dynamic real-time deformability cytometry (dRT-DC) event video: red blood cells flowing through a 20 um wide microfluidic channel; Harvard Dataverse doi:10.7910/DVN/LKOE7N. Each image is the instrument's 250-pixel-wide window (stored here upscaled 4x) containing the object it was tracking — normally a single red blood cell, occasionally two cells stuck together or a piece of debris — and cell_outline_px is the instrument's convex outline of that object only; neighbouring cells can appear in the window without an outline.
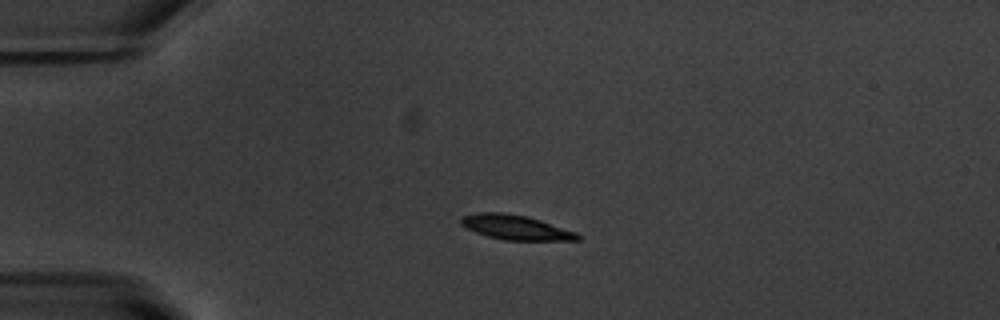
{"species": "common noctule bat (a hibernating species)", "species_latin": "Nyctalus noctula", "temperature_condition": "warm", "stored_images_in_passage": 42, "camera_frame_rate_fps": 3000, "um_per_image_px": 0.085, "animal": {"sex": "male", "body_mass_g": 20.1, "forearm_length_mm": 53.5}, "frame": {"image": 1, "passage_image": 1, "time_ms": 0.0, "image_size_px": [1000, 320], "cell_outline_px": [[584, 236], [580, 240], [504, 240], [488, 236], [476, 232], [460, 224], [460, 220], [464, 216], [476, 212], [504, 212], [528, 216], [576, 232]], "centroid_in_image_um": [43.86, 19.32], "position_along_channel_um": 41.1, "area_um2": 16.76}}
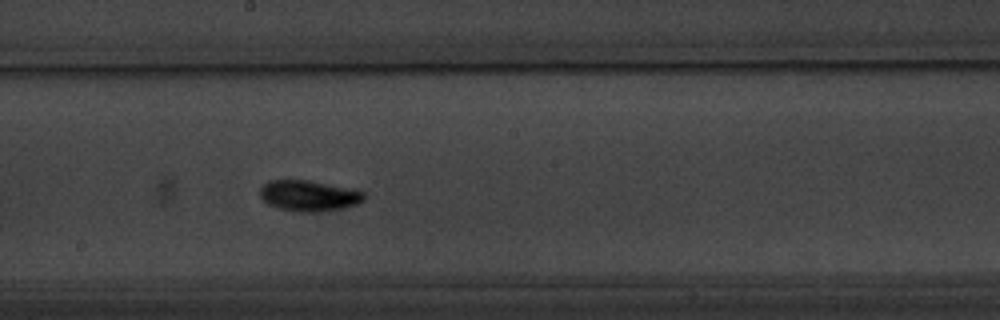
{"frame": {"image": 2, "passage_image": 18, "time_ms": 5.667, "image_size_px": [1000, 320], "cell_outline_px": [[368, 196], [364, 200], [356, 204], [344, 208], [316, 212], [300, 212], [276, 208], [268, 204], [260, 196], [260, 188], [268, 180], [308, 180], [364, 192]], "centroid_in_image_um": [26.23, 16.65], "position_along_channel_um": 222.0, "area_um2": 18.61}}
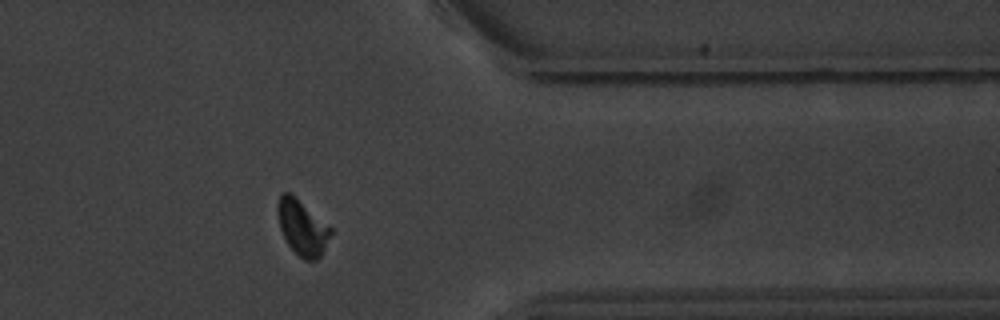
{"frame": {"image": 3, "passage_image": 32, "time_ms": 10.333, "image_size_px": [1000, 320], "cell_outline_px": [[332, 232], [320, 256], [316, 260], [304, 260], [288, 244], [280, 228], [276, 208], [280, 196], [284, 192], [288, 192], [332, 228]], "centroid_in_image_um": [25.68, 19.36], "position_along_channel_um": 385.7, "area_um2": 16.47}, "authors_computed_cell_mechanics": {"area_um2": 16.9354, "velocity_mm_per_s": 3.7506, "shape_relaxation_time_tau1_ms": 1.7929, "shape_relaxation_time_tau2_ms": 2.7283, "deformation_change_tau1": 0.1235, "deformation_change_tau2": 0.0556}}